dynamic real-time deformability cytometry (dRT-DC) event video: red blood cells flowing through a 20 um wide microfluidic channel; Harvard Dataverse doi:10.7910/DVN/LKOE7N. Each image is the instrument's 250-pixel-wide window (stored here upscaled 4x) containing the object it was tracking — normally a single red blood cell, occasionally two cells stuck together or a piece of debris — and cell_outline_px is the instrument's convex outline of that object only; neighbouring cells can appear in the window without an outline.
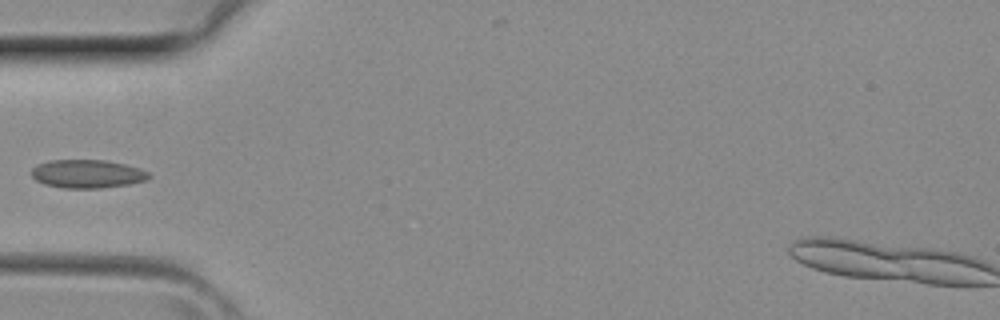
{"species": "common noctule bat (a hibernating species)", "species_latin": "Nyctalus noctula", "temperature_condition": "room temperature", "stored_images_in_passage": 5, "camera_frame_rate_fps": 3000, "um_per_image_px": 0.085, "animal": {"sex": "female", "body_mass_g": 29.2, "forearm_length_mm": 56.3}, "frame": {"image": 1, "passage_image": 5, "time_ms": 1.333, "image_size_px": [1000, 320], "cell_outline_px": [[152, 176], [148, 180], [128, 184], [100, 188], [64, 188], [44, 184], [36, 180], [32, 176], [32, 168], [36, 164], [48, 160], [104, 160], [124, 164], [140, 168], [148, 172]], "centroid_in_image_um": [7.42, 14.77], "position_along_channel_um": 77.6, "area_um2": 19.48}}